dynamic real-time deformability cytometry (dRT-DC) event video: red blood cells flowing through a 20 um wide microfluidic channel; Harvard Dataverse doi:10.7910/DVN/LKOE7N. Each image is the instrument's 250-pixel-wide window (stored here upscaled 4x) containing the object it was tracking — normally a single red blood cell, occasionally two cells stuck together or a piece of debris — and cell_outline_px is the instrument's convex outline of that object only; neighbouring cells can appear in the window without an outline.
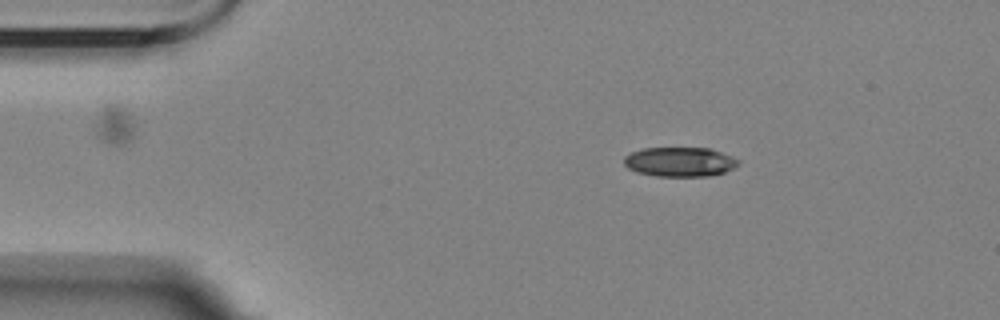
{"species": "Egyptian fruit bat (a non-hibernating species)", "species_latin": "Rousettus aegyptiacus", "temperature_condition": "room temperature", "stored_images_in_passage": 4, "camera_frame_rate_fps": 3000, "um_per_image_px": 0.085, "animal": {"sex": "female"}, "frame": {"image": 1, "passage_image": 2, "time_ms": 1.333, "image_size_px": [1000, 320], "cell_outline_px": [[740, 164], [724, 172], [708, 176], [656, 176], [636, 172], [628, 168], [624, 164], [624, 156], [632, 152], [644, 148], [708, 148], [720, 152], [740, 160]], "centroid_in_image_um": [57.76, 13.76], "position_along_channel_um": 27.2, "area_um2": 19.54}}